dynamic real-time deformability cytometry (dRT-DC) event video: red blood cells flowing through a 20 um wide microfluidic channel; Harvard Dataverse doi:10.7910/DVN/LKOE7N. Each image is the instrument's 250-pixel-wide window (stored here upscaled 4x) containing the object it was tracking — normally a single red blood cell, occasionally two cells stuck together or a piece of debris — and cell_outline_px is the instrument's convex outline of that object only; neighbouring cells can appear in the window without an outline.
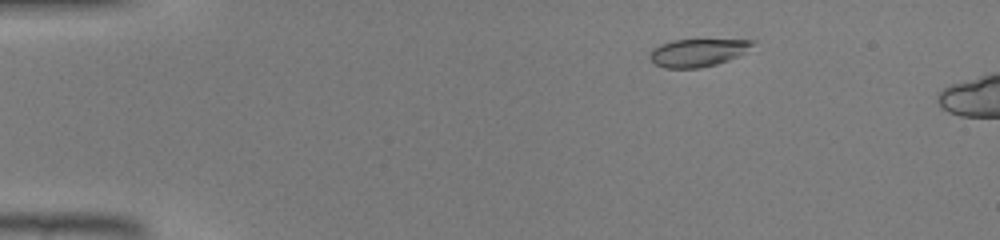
{"species": "common noctule bat (a hibernating species)", "species_latin": "Nyctalus noctula", "temperature_condition": "warm", "stored_images_in_passage": 40, "camera_frame_rate_fps": 3000, "um_per_image_px": 0.085, "animal": {"sex": "male", "body_mass_g": 19.0, "forearm_length_mm": 50.8}, "frame": {"image": 1, "passage_image": 2, "time_ms": 0.333, "image_size_px": [1000, 240], "cell_outline_px": [[752, 44], [744, 52], [728, 60], [716, 64], [700, 68], [664, 68], [656, 64], [648, 56], [652, 48], [660, 44], [672, 40], [752, 40]], "centroid_in_image_um": [59.21, 4.48], "position_along_channel_um": 25.8, "area_um2": 16.3}}
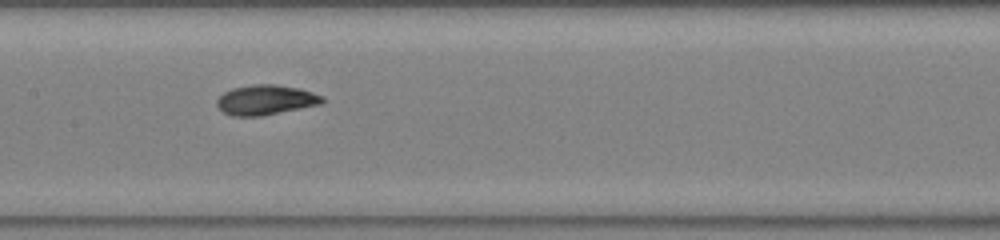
{"frame": {"image": 2, "passage_image": 18, "time_ms": 5.667, "image_size_px": [1000, 240], "cell_outline_px": [[324, 100], [320, 104], [260, 116], [232, 116], [224, 112], [216, 104], [216, 100], [224, 92], [232, 88], [252, 84], [276, 84], [300, 88], [324, 96]], "centroid_in_image_um": [22.58, 8.48], "position_along_channel_um": 184.8, "area_um2": 18.32}}
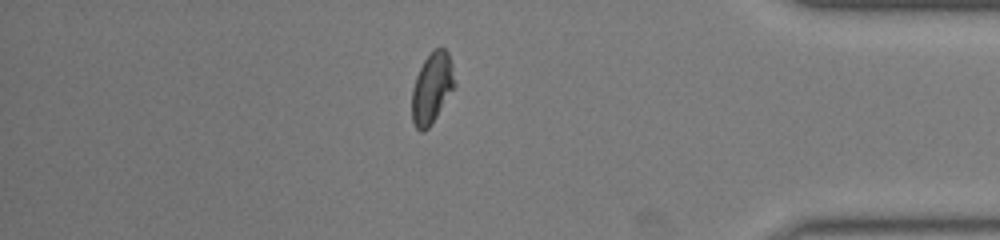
{"frame": {"image": 3, "passage_image": 34, "time_ms": 11.0, "image_size_px": [1000, 240], "cell_outline_px": [[456, 88], [428, 128], [424, 132], [420, 132], [416, 128], [412, 120], [412, 88], [416, 76], [424, 60], [432, 48], [444, 48], [448, 52], [456, 84]], "centroid_in_image_um": [36.72, 7.48], "position_along_channel_um": 398.5, "area_um2": 17.8}}